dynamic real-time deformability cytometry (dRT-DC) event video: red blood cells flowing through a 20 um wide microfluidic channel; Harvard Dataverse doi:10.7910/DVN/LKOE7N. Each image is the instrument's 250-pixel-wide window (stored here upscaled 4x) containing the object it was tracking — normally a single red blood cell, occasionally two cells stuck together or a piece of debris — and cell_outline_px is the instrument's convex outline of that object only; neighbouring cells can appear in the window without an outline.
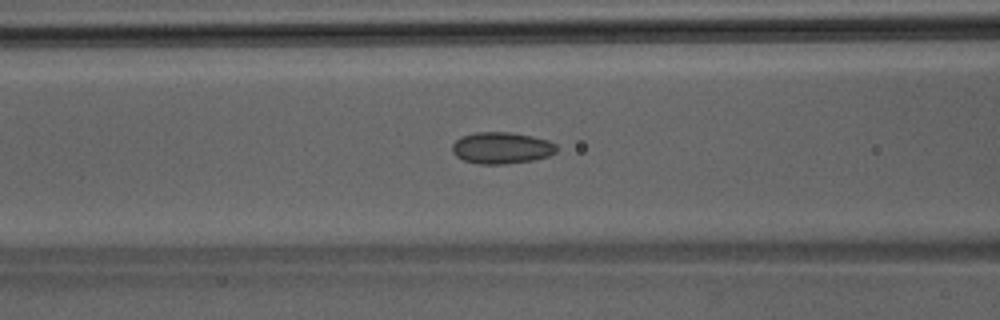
{"species": "Egyptian fruit bat (a non-hibernating species)", "species_latin": "Rousettus aegyptiacus", "temperature_condition": "room temperature", "stored_images_in_passage": 31, "camera_frame_rate_fps": 3000, "um_per_image_px": 0.085, "animal": {"sex": "male"}, "frame": {"image": 1, "passage_image": 5, "time_ms": 1.333, "image_size_px": [1000, 320], "cell_outline_px": [[556, 152], [548, 156], [532, 160], [504, 164], [480, 164], [464, 160], [456, 156], [452, 152], [452, 144], [456, 140], [464, 136], [476, 132], [512, 132], [532, 136], [548, 140], [556, 144]], "centroid_in_image_um": [42.63, 12.57], "position_along_channel_um": 124.0, "area_um2": 19.13}}
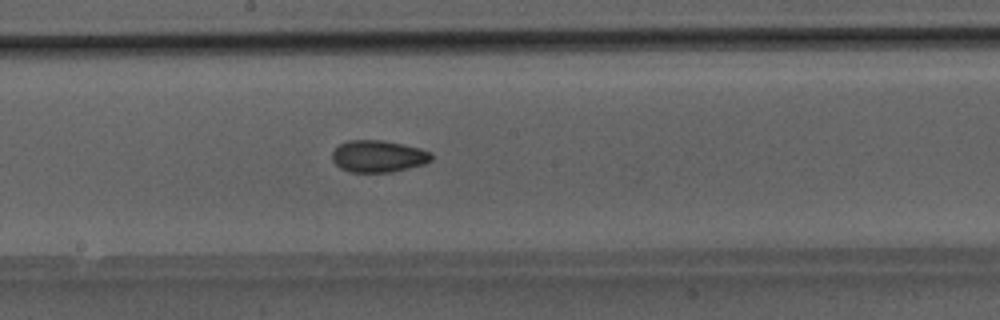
{"frame": {"image": 2, "passage_image": 11, "time_ms": 3.333, "image_size_px": [1000, 320], "cell_outline_px": [[432, 160], [424, 164], [392, 172], [348, 172], [340, 168], [332, 160], [332, 152], [340, 144], [348, 140], [384, 140], [420, 148], [432, 152]], "centroid_in_image_um": [32.15, 13.28], "position_along_channel_um": 216.0, "area_um2": 18.55}}
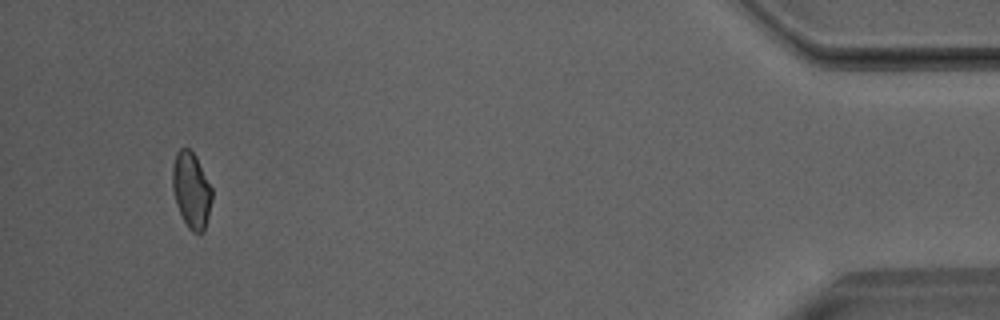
{"frame": {"image": 3, "passage_image": 29, "time_ms": 9.333, "image_size_px": [1000, 320], "cell_outline_px": [[212, 200], [204, 232], [192, 232], [188, 228], [176, 204], [172, 188], [172, 168], [176, 152], [180, 148], [188, 148], [196, 156], [212, 188]], "centroid_in_image_um": [16.26, 16.15], "position_along_channel_um": 418.9, "area_um2": 17.46}}